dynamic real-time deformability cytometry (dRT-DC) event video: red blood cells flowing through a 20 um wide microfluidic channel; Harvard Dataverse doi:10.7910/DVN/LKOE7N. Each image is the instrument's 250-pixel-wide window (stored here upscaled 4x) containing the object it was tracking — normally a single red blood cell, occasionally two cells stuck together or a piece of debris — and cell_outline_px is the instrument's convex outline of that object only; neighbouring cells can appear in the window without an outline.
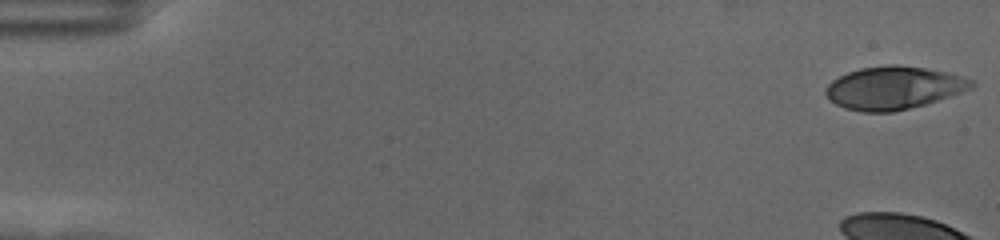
{"species": "human", "species_latin": "Homo sapiens", "temperature_condition": "cold", "stored_images_in_passage": 50, "camera_frame_rate_fps": 3000, "um_per_image_px": 0.085, "donor": {"sex": "female"}, "frame": {"image": 1, "passage_image": 1, "time_ms": 0.0, "image_size_px": [1000, 240], "cell_outline_px": [[976, 84], [972, 88], [924, 104], [892, 112], [864, 112], [844, 108], [836, 104], [824, 92], [828, 84], [832, 80], [848, 72], [860, 68], [888, 64], [900, 64], [924, 68], [944, 72], [960, 76], [972, 80]], "centroid_in_image_um": [75.93, 7.46], "position_along_channel_um": 9.1, "area_um2": 36.01}}
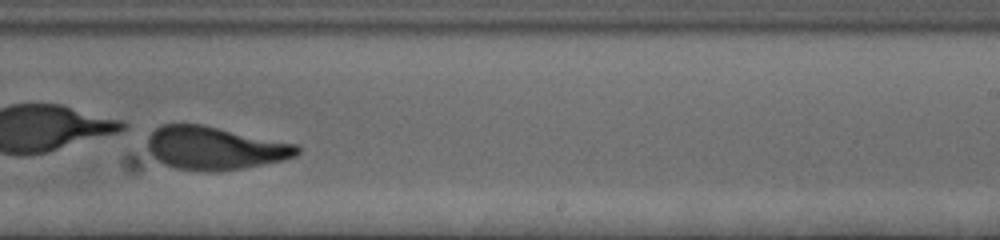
{"frame": {"image": 2, "passage_image": 38, "time_ms": 12.333, "image_size_px": [1000, 240], "cell_outline_px": [[300, 152], [296, 156], [284, 160], [244, 168], [220, 172], [212, 172], [176, 168], [164, 164], [156, 160], [148, 152], [148, 136], [160, 124], [200, 124], [296, 144], [300, 148]], "centroid_in_image_um": [18.23, 12.6], "position_along_channel_um": 270.8, "area_um2": 37.69}}
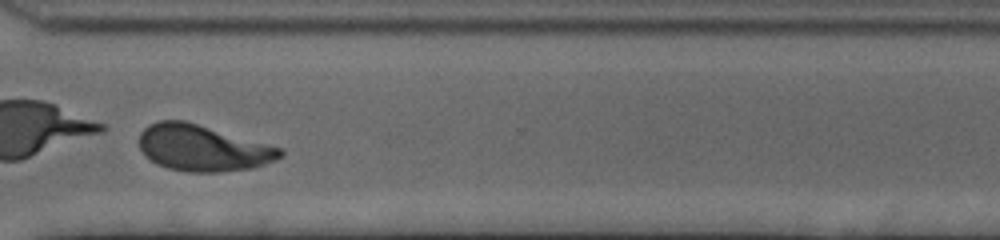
{"frame": {"image": 3, "passage_image": 45, "time_ms": 14.667, "image_size_px": [1000, 240], "cell_outline_px": [[284, 152], [276, 160], [252, 168], [216, 172], [188, 172], [168, 168], [156, 164], [140, 148], [140, 132], [148, 124], [160, 120], [184, 120], [280, 148]], "centroid_in_image_um": [17.2, 12.58], "position_along_channel_um": 353.4, "area_um2": 37.4}}